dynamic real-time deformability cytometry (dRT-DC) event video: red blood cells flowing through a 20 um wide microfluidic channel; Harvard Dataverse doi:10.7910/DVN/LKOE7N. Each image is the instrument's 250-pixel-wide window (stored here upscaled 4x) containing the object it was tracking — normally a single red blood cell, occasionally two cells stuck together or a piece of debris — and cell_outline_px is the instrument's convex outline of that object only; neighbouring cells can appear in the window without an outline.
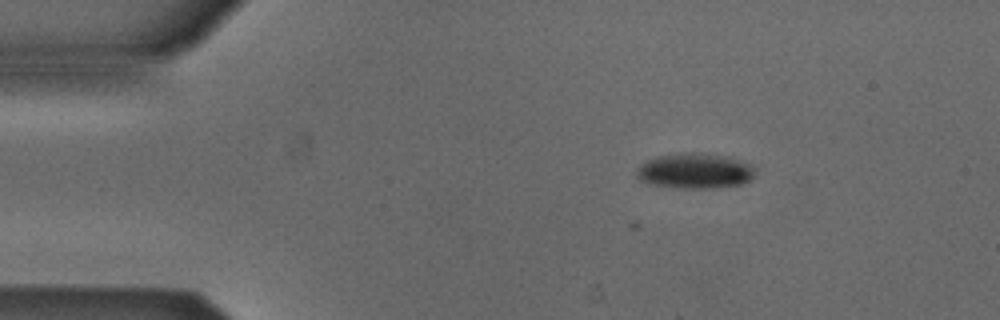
{"species": "Egyptian fruit bat (a non-hibernating species)", "species_latin": "Rousettus aegyptiacus", "temperature_condition": "cold", "stored_images_in_passage": 4, "camera_frame_rate_fps": 3000, "um_per_image_px": 0.085, "animal": {"sex": "male"}, "frame": {"image": 1, "passage_image": 1, "time_ms": 0.0, "image_size_px": [1000, 320], "cell_outline_px": [[756, 172], [752, 180], [744, 184], [716, 188], [676, 188], [652, 184], [640, 180], [636, 176], [636, 168], [648, 160], [656, 156], [684, 152], [700, 152], [728, 156], [752, 164], [756, 168]], "centroid_in_image_um": [59.13, 14.52], "position_along_channel_um": 25.9, "area_um2": 24.97}}